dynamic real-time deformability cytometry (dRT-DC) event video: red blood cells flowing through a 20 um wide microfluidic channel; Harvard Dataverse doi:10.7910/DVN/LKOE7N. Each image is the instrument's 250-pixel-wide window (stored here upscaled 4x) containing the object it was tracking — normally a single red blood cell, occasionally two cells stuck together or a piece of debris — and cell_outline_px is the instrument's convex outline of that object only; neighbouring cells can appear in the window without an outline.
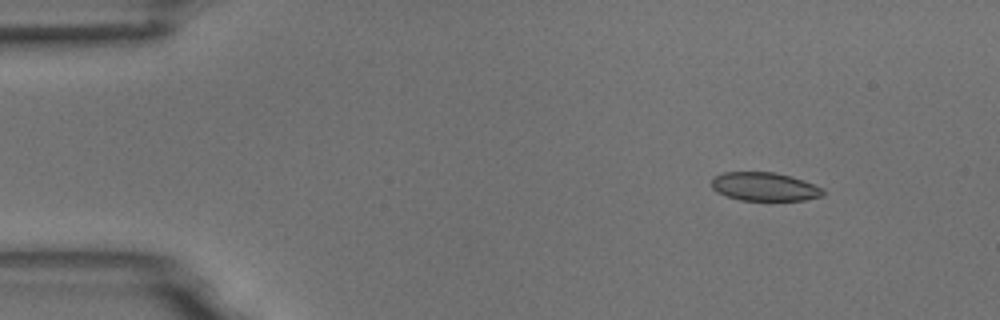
{"species": "common noctule bat (a hibernating species)", "species_latin": "Nyctalus noctula", "temperature_condition": "room temperature", "stored_images_in_passage": 9, "camera_frame_rate_fps": 3000, "um_per_image_px": 0.085, "animal": {"sex": "male", "body_mass_g": 18.8}, "frame": {"image": 1, "passage_image": 2, "time_ms": 0.333, "image_size_px": [1000, 320], "cell_outline_px": [[824, 196], [804, 200], [740, 200], [716, 192], [712, 188], [712, 180], [716, 176], [724, 172], [772, 172], [792, 176], [804, 180], [824, 188]], "centroid_in_image_um": [65.03, 15.87], "position_along_channel_um": 20.0, "area_um2": 18.55}}